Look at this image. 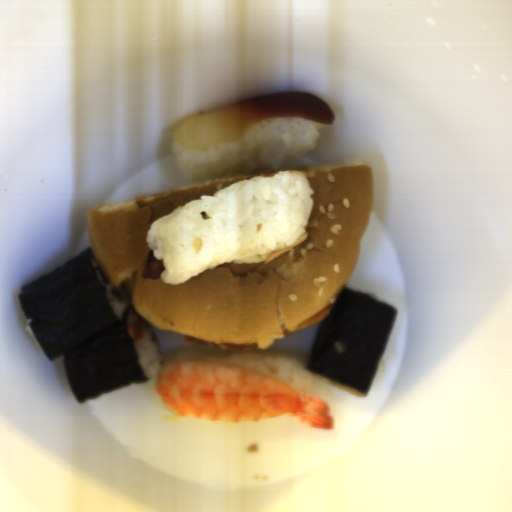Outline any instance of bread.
<instances>
[{"instance_id": "1", "label": "bread", "mask_w": 512, "mask_h": 512, "mask_svg": "<svg viewBox=\"0 0 512 512\" xmlns=\"http://www.w3.org/2000/svg\"><path fill=\"white\" fill-rule=\"evenodd\" d=\"M303 172L314 204L303 237L265 263H224L178 284L141 279L157 260L146 242L154 220L253 175ZM373 210L371 167L339 161L231 176L108 202L86 216L90 250L107 285L136 274L133 312L157 327L210 342L268 349L334 303L353 274Z\"/></svg>"}]
</instances>
